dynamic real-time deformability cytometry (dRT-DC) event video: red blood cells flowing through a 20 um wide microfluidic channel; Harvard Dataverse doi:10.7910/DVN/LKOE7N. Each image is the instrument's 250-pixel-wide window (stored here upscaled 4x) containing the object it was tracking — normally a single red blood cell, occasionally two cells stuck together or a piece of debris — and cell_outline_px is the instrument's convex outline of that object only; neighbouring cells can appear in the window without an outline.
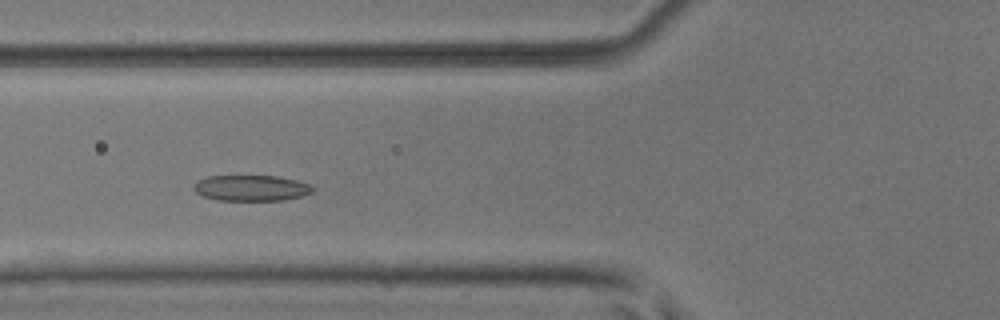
{"species": "common noctule bat (a hibernating species)", "species_latin": "Nyctalus noctula", "temperature_condition": "room temperature", "stored_images_in_passage": 35, "camera_frame_rate_fps": 3000, "um_per_image_px": 0.085, "animal": {"sex": "male", "body_mass_g": 17.9, "forearm_length_mm": 54.2}, "frame": {"image": 1, "passage_image": 8, "time_ms": 2.333, "image_size_px": [1000, 320], "cell_outline_px": [[316, 188], [312, 192], [300, 196], [284, 200], [216, 200], [204, 196], [196, 192], [192, 188], [192, 184], [196, 180], [208, 176], [276, 176], [296, 180], [312, 184]], "centroid_in_image_um": [21.34, 15.97], "position_along_channel_um": 104.5, "area_um2": 18.03}}
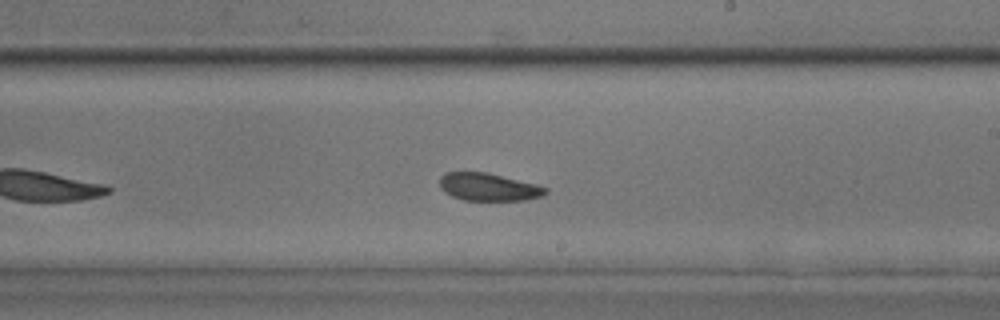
{"frame": {"image": 2, "passage_image": 19, "time_ms": 6.0, "image_size_px": [1000, 320], "cell_outline_px": [[548, 192], [544, 196], [524, 200], [464, 200], [452, 196], [444, 192], [440, 188], [440, 176], [444, 172], [488, 172], [536, 184], [548, 188]], "centroid_in_image_um": [41.53, 15.89], "position_along_channel_um": 247.5, "area_um2": 17.22}}
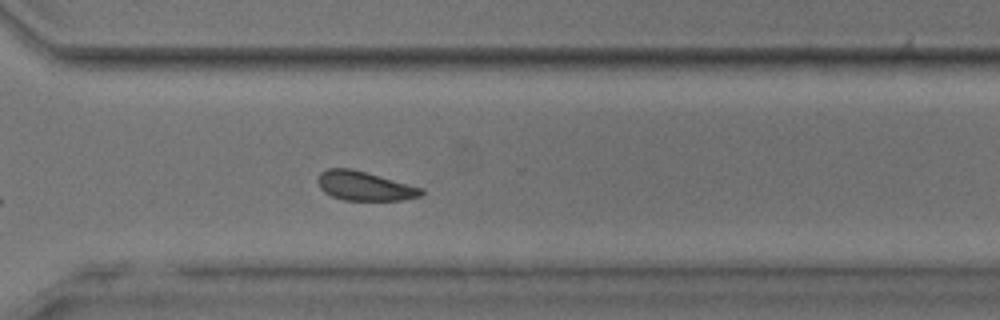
{"frame": {"image": 3, "passage_image": 26, "time_ms": 8.333, "image_size_px": [1000, 320], "cell_outline_px": [[424, 192], [420, 196], [400, 200], [344, 200], [332, 196], [324, 192], [320, 188], [316, 180], [320, 172], [328, 168], [352, 168], [424, 188]], "centroid_in_image_um": [30.96, 15.8], "position_along_channel_um": 339.6, "area_um2": 17.69}, "authors_computed_cell_mechanics": {"area_um2": 17.4556, "velocity_mm_per_s": 3.9221, "shape_relaxation_time_tau1_ms": 2.3929, "shape_relaxation_time_tau2_ms": 4.9939, "deformation_change_tau1": 0.0825, "deformation_change_tau2": 0.1315}}